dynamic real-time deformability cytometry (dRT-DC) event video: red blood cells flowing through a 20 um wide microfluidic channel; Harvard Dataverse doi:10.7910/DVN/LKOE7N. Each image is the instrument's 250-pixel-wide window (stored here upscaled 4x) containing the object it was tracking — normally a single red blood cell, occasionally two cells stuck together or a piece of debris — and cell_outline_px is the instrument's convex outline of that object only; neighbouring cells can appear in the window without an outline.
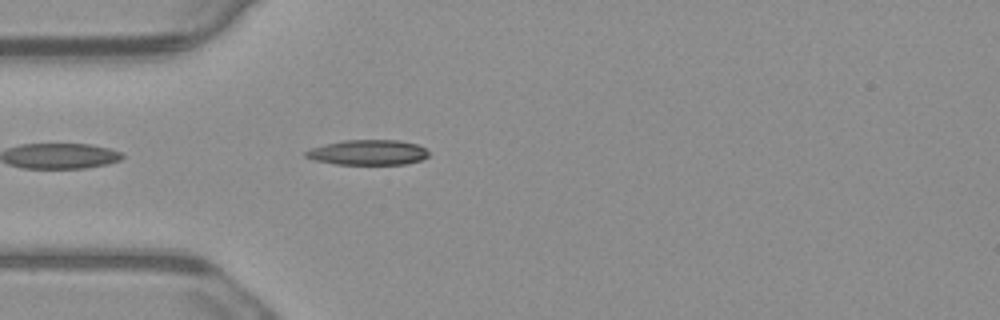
{"species": "common noctule bat (a hibernating species)", "species_latin": "Nyctalus noctula", "temperature_condition": "warm", "stored_images_in_passage": 4, "camera_frame_rate_fps": 3000, "um_per_image_px": 0.085, "animal": {"sex": "male", "body_mass_g": 23.1, "forearm_length_mm": 52.7}, "frame": {"image": 1, "passage_image": 4, "time_ms": 1.0, "image_size_px": [1000, 320], "cell_outline_px": [[428, 156], [420, 160], [404, 164], [336, 164], [312, 160], [304, 156], [304, 152], [312, 148], [324, 144], [344, 140], [400, 140], [416, 144], [424, 148], [428, 152]], "centroid_in_image_um": [31.24, 12.95], "position_along_channel_um": 53.8, "area_um2": 17.98}}